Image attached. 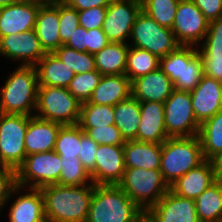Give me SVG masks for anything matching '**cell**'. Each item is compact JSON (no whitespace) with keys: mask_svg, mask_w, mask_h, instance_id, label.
<instances>
[{"mask_svg":"<svg viewBox=\"0 0 222 222\" xmlns=\"http://www.w3.org/2000/svg\"><path fill=\"white\" fill-rule=\"evenodd\" d=\"M82 130L98 145L124 146L125 141L121 137L118 128L114 124L106 127Z\"/></svg>","mask_w":222,"mask_h":222,"instance_id":"42","label":"cell"},{"mask_svg":"<svg viewBox=\"0 0 222 222\" xmlns=\"http://www.w3.org/2000/svg\"><path fill=\"white\" fill-rule=\"evenodd\" d=\"M81 147V127L76 125L61 126L54 147V151L61 158H78Z\"/></svg>","mask_w":222,"mask_h":222,"instance_id":"34","label":"cell"},{"mask_svg":"<svg viewBox=\"0 0 222 222\" xmlns=\"http://www.w3.org/2000/svg\"><path fill=\"white\" fill-rule=\"evenodd\" d=\"M112 0H65V4L77 11L94 7H108Z\"/></svg>","mask_w":222,"mask_h":222,"instance_id":"50","label":"cell"},{"mask_svg":"<svg viewBox=\"0 0 222 222\" xmlns=\"http://www.w3.org/2000/svg\"><path fill=\"white\" fill-rule=\"evenodd\" d=\"M123 146L98 145L95 170L90 175L94 185H117L126 169Z\"/></svg>","mask_w":222,"mask_h":222,"instance_id":"14","label":"cell"},{"mask_svg":"<svg viewBox=\"0 0 222 222\" xmlns=\"http://www.w3.org/2000/svg\"><path fill=\"white\" fill-rule=\"evenodd\" d=\"M164 124L168 138L197 136L200 124L195 118L190 92L173 90L164 102Z\"/></svg>","mask_w":222,"mask_h":222,"instance_id":"10","label":"cell"},{"mask_svg":"<svg viewBox=\"0 0 222 222\" xmlns=\"http://www.w3.org/2000/svg\"><path fill=\"white\" fill-rule=\"evenodd\" d=\"M37 114L40 119L64 125H76L80 119L81 103L68 91V88L38 86Z\"/></svg>","mask_w":222,"mask_h":222,"instance_id":"6","label":"cell"},{"mask_svg":"<svg viewBox=\"0 0 222 222\" xmlns=\"http://www.w3.org/2000/svg\"><path fill=\"white\" fill-rule=\"evenodd\" d=\"M38 86H55L68 88L75 73L54 53H46L35 65Z\"/></svg>","mask_w":222,"mask_h":222,"instance_id":"26","label":"cell"},{"mask_svg":"<svg viewBox=\"0 0 222 222\" xmlns=\"http://www.w3.org/2000/svg\"><path fill=\"white\" fill-rule=\"evenodd\" d=\"M110 43L102 28L87 30V52L95 54Z\"/></svg>","mask_w":222,"mask_h":222,"instance_id":"47","label":"cell"},{"mask_svg":"<svg viewBox=\"0 0 222 222\" xmlns=\"http://www.w3.org/2000/svg\"><path fill=\"white\" fill-rule=\"evenodd\" d=\"M143 213L118 185H94L86 222H136Z\"/></svg>","mask_w":222,"mask_h":222,"instance_id":"2","label":"cell"},{"mask_svg":"<svg viewBox=\"0 0 222 222\" xmlns=\"http://www.w3.org/2000/svg\"><path fill=\"white\" fill-rule=\"evenodd\" d=\"M62 125L40 119L37 116H28V128L25 135L26 156L54 151L56 137Z\"/></svg>","mask_w":222,"mask_h":222,"instance_id":"21","label":"cell"},{"mask_svg":"<svg viewBox=\"0 0 222 222\" xmlns=\"http://www.w3.org/2000/svg\"><path fill=\"white\" fill-rule=\"evenodd\" d=\"M160 58L141 48L129 46L125 75L132 82L138 77L147 75L159 68Z\"/></svg>","mask_w":222,"mask_h":222,"instance_id":"31","label":"cell"},{"mask_svg":"<svg viewBox=\"0 0 222 222\" xmlns=\"http://www.w3.org/2000/svg\"><path fill=\"white\" fill-rule=\"evenodd\" d=\"M214 222H222V218H221V219H218V220H216V221H214Z\"/></svg>","mask_w":222,"mask_h":222,"instance_id":"55","label":"cell"},{"mask_svg":"<svg viewBox=\"0 0 222 222\" xmlns=\"http://www.w3.org/2000/svg\"><path fill=\"white\" fill-rule=\"evenodd\" d=\"M27 128L28 116L0 113V166L17 170L23 163Z\"/></svg>","mask_w":222,"mask_h":222,"instance_id":"7","label":"cell"},{"mask_svg":"<svg viewBox=\"0 0 222 222\" xmlns=\"http://www.w3.org/2000/svg\"><path fill=\"white\" fill-rule=\"evenodd\" d=\"M39 7L29 0L0 7V39L9 34L33 30Z\"/></svg>","mask_w":222,"mask_h":222,"instance_id":"17","label":"cell"},{"mask_svg":"<svg viewBox=\"0 0 222 222\" xmlns=\"http://www.w3.org/2000/svg\"><path fill=\"white\" fill-rule=\"evenodd\" d=\"M209 21L222 16V0H191Z\"/></svg>","mask_w":222,"mask_h":222,"instance_id":"48","label":"cell"},{"mask_svg":"<svg viewBox=\"0 0 222 222\" xmlns=\"http://www.w3.org/2000/svg\"><path fill=\"white\" fill-rule=\"evenodd\" d=\"M101 77L102 75L97 70L83 74H75L68 86V91L80 103L87 102L98 86Z\"/></svg>","mask_w":222,"mask_h":222,"instance_id":"38","label":"cell"},{"mask_svg":"<svg viewBox=\"0 0 222 222\" xmlns=\"http://www.w3.org/2000/svg\"><path fill=\"white\" fill-rule=\"evenodd\" d=\"M204 43L198 49L199 55H222V16L209 22Z\"/></svg>","mask_w":222,"mask_h":222,"instance_id":"40","label":"cell"},{"mask_svg":"<svg viewBox=\"0 0 222 222\" xmlns=\"http://www.w3.org/2000/svg\"><path fill=\"white\" fill-rule=\"evenodd\" d=\"M38 78L35 66H19L5 80L0 92V113L34 116Z\"/></svg>","mask_w":222,"mask_h":222,"instance_id":"3","label":"cell"},{"mask_svg":"<svg viewBox=\"0 0 222 222\" xmlns=\"http://www.w3.org/2000/svg\"><path fill=\"white\" fill-rule=\"evenodd\" d=\"M115 122L124 141L136 140L140 127V102L132 95L114 106Z\"/></svg>","mask_w":222,"mask_h":222,"instance_id":"27","label":"cell"},{"mask_svg":"<svg viewBox=\"0 0 222 222\" xmlns=\"http://www.w3.org/2000/svg\"><path fill=\"white\" fill-rule=\"evenodd\" d=\"M20 1L22 0H0V7L7 6Z\"/></svg>","mask_w":222,"mask_h":222,"instance_id":"54","label":"cell"},{"mask_svg":"<svg viewBox=\"0 0 222 222\" xmlns=\"http://www.w3.org/2000/svg\"><path fill=\"white\" fill-rule=\"evenodd\" d=\"M65 45L79 52H87V30L78 26Z\"/></svg>","mask_w":222,"mask_h":222,"instance_id":"49","label":"cell"},{"mask_svg":"<svg viewBox=\"0 0 222 222\" xmlns=\"http://www.w3.org/2000/svg\"><path fill=\"white\" fill-rule=\"evenodd\" d=\"M61 166V157L55 151L28 155L16 170V184L24 188L30 183L28 189L59 185Z\"/></svg>","mask_w":222,"mask_h":222,"instance_id":"9","label":"cell"},{"mask_svg":"<svg viewBox=\"0 0 222 222\" xmlns=\"http://www.w3.org/2000/svg\"><path fill=\"white\" fill-rule=\"evenodd\" d=\"M130 38L133 44L129 46L145 49L159 58L179 46L170 28L159 25L142 10L136 17Z\"/></svg>","mask_w":222,"mask_h":222,"instance_id":"8","label":"cell"},{"mask_svg":"<svg viewBox=\"0 0 222 222\" xmlns=\"http://www.w3.org/2000/svg\"><path fill=\"white\" fill-rule=\"evenodd\" d=\"M79 26L78 11L65 3L59 4V34L61 45H65Z\"/></svg>","mask_w":222,"mask_h":222,"instance_id":"41","label":"cell"},{"mask_svg":"<svg viewBox=\"0 0 222 222\" xmlns=\"http://www.w3.org/2000/svg\"><path fill=\"white\" fill-rule=\"evenodd\" d=\"M142 10L141 0H112L107 7L102 30L110 42L126 43L130 38L137 15Z\"/></svg>","mask_w":222,"mask_h":222,"instance_id":"12","label":"cell"},{"mask_svg":"<svg viewBox=\"0 0 222 222\" xmlns=\"http://www.w3.org/2000/svg\"><path fill=\"white\" fill-rule=\"evenodd\" d=\"M46 220L44 201L40 188H31L12 202L9 222H43Z\"/></svg>","mask_w":222,"mask_h":222,"instance_id":"25","label":"cell"},{"mask_svg":"<svg viewBox=\"0 0 222 222\" xmlns=\"http://www.w3.org/2000/svg\"><path fill=\"white\" fill-rule=\"evenodd\" d=\"M123 151L126 168L160 169L162 144L129 140Z\"/></svg>","mask_w":222,"mask_h":222,"instance_id":"23","label":"cell"},{"mask_svg":"<svg viewBox=\"0 0 222 222\" xmlns=\"http://www.w3.org/2000/svg\"><path fill=\"white\" fill-rule=\"evenodd\" d=\"M204 161L198 135L167 138L162 143L160 171L169 186Z\"/></svg>","mask_w":222,"mask_h":222,"instance_id":"4","label":"cell"},{"mask_svg":"<svg viewBox=\"0 0 222 222\" xmlns=\"http://www.w3.org/2000/svg\"><path fill=\"white\" fill-rule=\"evenodd\" d=\"M132 96L139 102L164 103L174 90L170 78L158 68L131 82Z\"/></svg>","mask_w":222,"mask_h":222,"instance_id":"18","label":"cell"},{"mask_svg":"<svg viewBox=\"0 0 222 222\" xmlns=\"http://www.w3.org/2000/svg\"><path fill=\"white\" fill-rule=\"evenodd\" d=\"M98 149V144L93 141L82 129H81V147L78 158L80 159L83 167L91 175L95 170V154Z\"/></svg>","mask_w":222,"mask_h":222,"instance_id":"44","label":"cell"},{"mask_svg":"<svg viewBox=\"0 0 222 222\" xmlns=\"http://www.w3.org/2000/svg\"><path fill=\"white\" fill-rule=\"evenodd\" d=\"M0 54L14 61L21 59V66H35L46 53L33 29L3 36L0 39Z\"/></svg>","mask_w":222,"mask_h":222,"instance_id":"13","label":"cell"},{"mask_svg":"<svg viewBox=\"0 0 222 222\" xmlns=\"http://www.w3.org/2000/svg\"><path fill=\"white\" fill-rule=\"evenodd\" d=\"M54 54L75 74H83L96 70L95 58L88 52H79L66 45H61Z\"/></svg>","mask_w":222,"mask_h":222,"instance_id":"36","label":"cell"},{"mask_svg":"<svg viewBox=\"0 0 222 222\" xmlns=\"http://www.w3.org/2000/svg\"><path fill=\"white\" fill-rule=\"evenodd\" d=\"M22 189L16 184V170L0 166V210L8 203L12 194L18 193Z\"/></svg>","mask_w":222,"mask_h":222,"instance_id":"43","label":"cell"},{"mask_svg":"<svg viewBox=\"0 0 222 222\" xmlns=\"http://www.w3.org/2000/svg\"><path fill=\"white\" fill-rule=\"evenodd\" d=\"M107 7H94L78 11L79 26L86 30L102 28Z\"/></svg>","mask_w":222,"mask_h":222,"instance_id":"45","label":"cell"},{"mask_svg":"<svg viewBox=\"0 0 222 222\" xmlns=\"http://www.w3.org/2000/svg\"><path fill=\"white\" fill-rule=\"evenodd\" d=\"M140 127L136 141L162 144L167 138L164 103L140 102Z\"/></svg>","mask_w":222,"mask_h":222,"instance_id":"20","label":"cell"},{"mask_svg":"<svg viewBox=\"0 0 222 222\" xmlns=\"http://www.w3.org/2000/svg\"><path fill=\"white\" fill-rule=\"evenodd\" d=\"M205 160H215L222 154V110L200 125L198 134Z\"/></svg>","mask_w":222,"mask_h":222,"instance_id":"29","label":"cell"},{"mask_svg":"<svg viewBox=\"0 0 222 222\" xmlns=\"http://www.w3.org/2000/svg\"><path fill=\"white\" fill-rule=\"evenodd\" d=\"M199 222H214L222 218V182H213L194 199Z\"/></svg>","mask_w":222,"mask_h":222,"instance_id":"30","label":"cell"},{"mask_svg":"<svg viewBox=\"0 0 222 222\" xmlns=\"http://www.w3.org/2000/svg\"><path fill=\"white\" fill-rule=\"evenodd\" d=\"M180 0H141L142 11L159 25L172 28Z\"/></svg>","mask_w":222,"mask_h":222,"instance_id":"35","label":"cell"},{"mask_svg":"<svg viewBox=\"0 0 222 222\" xmlns=\"http://www.w3.org/2000/svg\"><path fill=\"white\" fill-rule=\"evenodd\" d=\"M114 106L84 102L81 103L78 125L81 129L106 127L114 124Z\"/></svg>","mask_w":222,"mask_h":222,"instance_id":"33","label":"cell"},{"mask_svg":"<svg viewBox=\"0 0 222 222\" xmlns=\"http://www.w3.org/2000/svg\"><path fill=\"white\" fill-rule=\"evenodd\" d=\"M146 213L155 222H199L195 200L181 197L170 189Z\"/></svg>","mask_w":222,"mask_h":222,"instance_id":"15","label":"cell"},{"mask_svg":"<svg viewBox=\"0 0 222 222\" xmlns=\"http://www.w3.org/2000/svg\"><path fill=\"white\" fill-rule=\"evenodd\" d=\"M214 161L216 180L222 182V154L219 155Z\"/></svg>","mask_w":222,"mask_h":222,"instance_id":"51","label":"cell"},{"mask_svg":"<svg viewBox=\"0 0 222 222\" xmlns=\"http://www.w3.org/2000/svg\"><path fill=\"white\" fill-rule=\"evenodd\" d=\"M215 181L214 161L205 160L173 182L170 190L181 197L195 199Z\"/></svg>","mask_w":222,"mask_h":222,"instance_id":"19","label":"cell"},{"mask_svg":"<svg viewBox=\"0 0 222 222\" xmlns=\"http://www.w3.org/2000/svg\"><path fill=\"white\" fill-rule=\"evenodd\" d=\"M202 76L203 64L198 54L190 63H184L182 81H176L173 87L175 90L190 92L198 86Z\"/></svg>","mask_w":222,"mask_h":222,"instance_id":"39","label":"cell"},{"mask_svg":"<svg viewBox=\"0 0 222 222\" xmlns=\"http://www.w3.org/2000/svg\"><path fill=\"white\" fill-rule=\"evenodd\" d=\"M34 31L45 53H54L61 46L59 5L39 7Z\"/></svg>","mask_w":222,"mask_h":222,"instance_id":"22","label":"cell"},{"mask_svg":"<svg viewBox=\"0 0 222 222\" xmlns=\"http://www.w3.org/2000/svg\"><path fill=\"white\" fill-rule=\"evenodd\" d=\"M136 222H155L146 212H144Z\"/></svg>","mask_w":222,"mask_h":222,"instance_id":"53","label":"cell"},{"mask_svg":"<svg viewBox=\"0 0 222 222\" xmlns=\"http://www.w3.org/2000/svg\"><path fill=\"white\" fill-rule=\"evenodd\" d=\"M61 165L59 185H94L89 172L83 167L79 158H61ZM88 181L90 184H87Z\"/></svg>","mask_w":222,"mask_h":222,"instance_id":"37","label":"cell"},{"mask_svg":"<svg viewBox=\"0 0 222 222\" xmlns=\"http://www.w3.org/2000/svg\"><path fill=\"white\" fill-rule=\"evenodd\" d=\"M193 111L201 125L222 110V82L202 76L198 86L190 91Z\"/></svg>","mask_w":222,"mask_h":222,"instance_id":"16","label":"cell"},{"mask_svg":"<svg viewBox=\"0 0 222 222\" xmlns=\"http://www.w3.org/2000/svg\"><path fill=\"white\" fill-rule=\"evenodd\" d=\"M93 189L94 185L51 184L41 187L46 220L50 222H86Z\"/></svg>","mask_w":222,"mask_h":222,"instance_id":"1","label":"cell"},{"mask_svg":"<svg viewBox=\"0 0 222 222\" xmlns=\"http://www.w3.org/2000/svg\"><path fill=\"white\" fill-rule=\"evenodd\" d=\"M144 212L156 204L170 189L160 169L126 168L117 184Z\"/></svg>","mask_w":222,"mask_h":222,"instance_id":"5","label":"cell"},{"mask_svg":"<svg viewBox=\"0 0 222 222\" xmlns=\"http://www.w3.org/2000/svg\"><path fill=\"white\" fill-rule=\"evenodd\" d=\"M128 43L110 42L94 54L96 70L101 75L125 74Z\"/></svg>","mask_w":222,"mask_h":222,"instance_id":"28","label":"cell"},{"mask_svg":"<svg viewBox=\"0 0 222 222\" xmlns=\"http://www.w3.org/2000/svg\"><path fill=\"white\" fill-rule=\"evenodd\" d=\"M40 6H50V5H59L63 4L65 0H29Z\"/></svg>","mask_w":222,"mask_h":222,"instance_id":"52","label":"cell"},{"mask_svg":"<svg viewBox=\"0 0 222 222\" xmlns=\"http://www.w3.org/2000/svg\"><path fill=\"white\" fill-rule=\"evenodd\" d=\"M131 95V81L125 74L102 75L88 102L115 106Z\"/></svg>","mask_w":222,"mask_h":222,"instance_id":"24","label":"cell"},{"mask_svg":"<svg viewBox=\"0 0 222 222\" xmlns=\"http://www.w3.org/2000/svg\"><path fill=\"white\" fill-rule=\"evenodd\" d=\"M203 64V75L222 82V55H199Z\"/></svg>","mask_w":222,"mask_h":222,"instance_id":"46","label":"cell"},{"mask_svg":"<svg viewBox=\"0 0 222 222\" xmlns=\"http://www.w3.org/2000/svg\"><path fill=\"white\" fill-rule=\"evenodd\" d=\"M197 55L198 49L193 46L179 45L174 51L160 58L159 68L174 84L176 81H182L184 63H190Z\"/></svg>","mask_w":222,"mask_h":222,"instance_id":"32","label":"cell"},{"mask_svg":"<svg viewBox=\"0 0 222 222\" xmlns=\"http://www.w3.org/2000/svg\"><path fill=\"white\" fill-rule=\"evenodd\" d=\"M208 28L209 21L191 0L179 1L171 28L179 45L194 47L203 41Z\"/></svg>","mask_w":222,"mask_h":222,"instance_id":"11","label":"cell"}]
</instances>
